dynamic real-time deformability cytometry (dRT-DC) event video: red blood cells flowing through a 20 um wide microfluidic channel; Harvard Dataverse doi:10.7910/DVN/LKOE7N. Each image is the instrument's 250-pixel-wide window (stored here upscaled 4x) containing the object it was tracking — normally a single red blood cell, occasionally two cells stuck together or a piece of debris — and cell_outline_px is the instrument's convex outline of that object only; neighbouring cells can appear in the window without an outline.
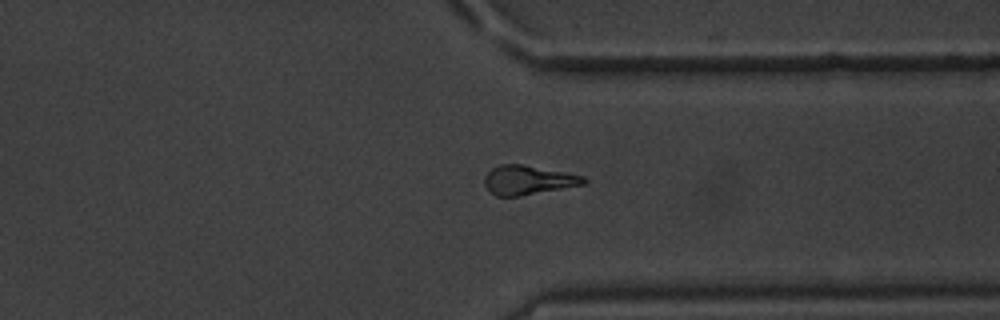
{"species": "common noctule bat (a hibernating species)", "species_latin": "Nyctalus noctula", "temperature_condition": "warm", "stored_images_in_passage": 14, "segment_of_instrument_passage": [2, 2], "camera_frame_rate_fps": 3000, "um_per_image_px": 0.085, "animal": {"sex": "male", "body_mass_g": 20.1, "forearm_length_mm": 53.5}, "frame": {"image": 1, "passage_image": 14, "time_ms": 17.667, "image_size_px": [1000, 320], "cell_outline_px": [[588, 180], [584, 184], [520, 196], [496, 196], [484, 184], [484, 176], [492, 168], [500, 164], [520, 164], [564, 172], [584, 176]], "centroid_in_image_um": [44.87, 15.3], "position_along_channel_um": 366.5, "area_um2": 16.65}}